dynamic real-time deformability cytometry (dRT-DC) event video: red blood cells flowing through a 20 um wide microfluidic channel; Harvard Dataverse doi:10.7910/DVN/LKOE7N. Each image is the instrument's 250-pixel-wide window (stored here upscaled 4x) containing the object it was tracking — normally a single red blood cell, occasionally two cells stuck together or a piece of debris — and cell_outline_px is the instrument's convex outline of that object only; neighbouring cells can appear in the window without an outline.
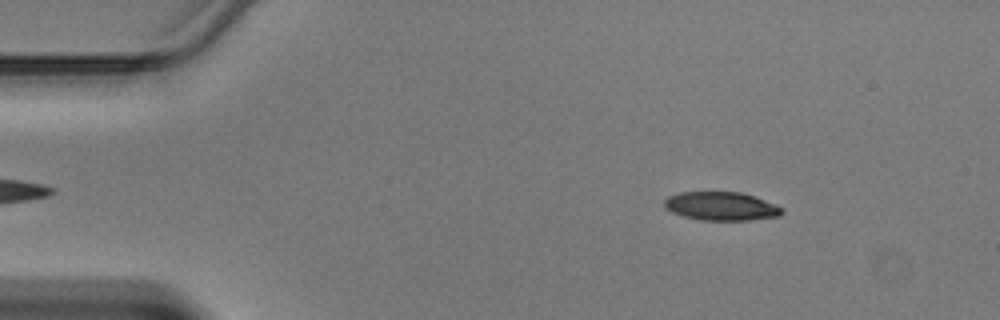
{"species": "Egyptian fruit bat (a non-hibernating species)", "species_latin": "Rousettus aegyptiacus", "temperature_condition": "warm", "stored_images_in_passage": 44, "camera_frame_rate_fps": 3000, "um_per_image_px": 0.085, "animal": {"sex": "male"}, "frame": {"image": 1, "passage_image": 5, "time_ms": 1.333, "image_size_px": [1000, 320], "cell_outline_px": [[784, 212], [780, 216], [748, 220], [700, 220], [684, 216], [672, 212], [664, 208], [664, 200], [668, 196], [680, 192], [740, 192], [756, 196], [776, 204], [784, 208]], "centroid_in_image_um": [61.33, 17.52], "position_along_channel_um": 23.7, "area_um2": 19.77}}
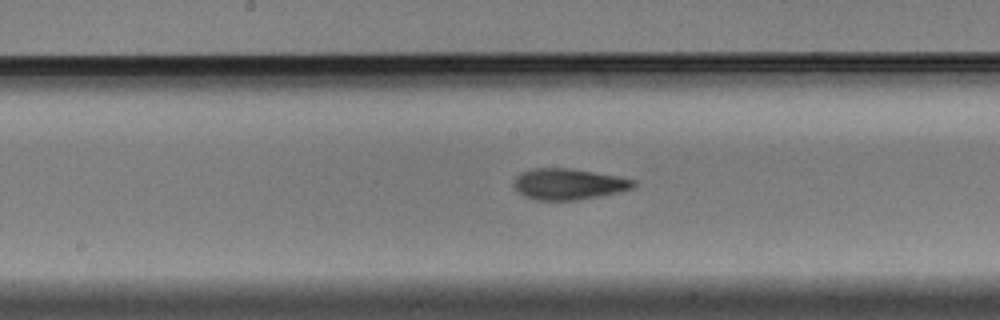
{"frame": {"image": 2, "passage_image": 22, "time_ms": 7.0, "image_size_px": [1000, 320], "cell_outline_px": [[636, 184], [632, 188], [616, 192], [576, 200], [536, 200], [524, 196], [512, 184], [516, 176], [520, 172], [532, 168], [568, 168], [616, 176], [636, 180]], "centroid_in_image_um": [48.27, 15.64], "position_along_channel_um": 199.9, "area_um2": 21.39}}
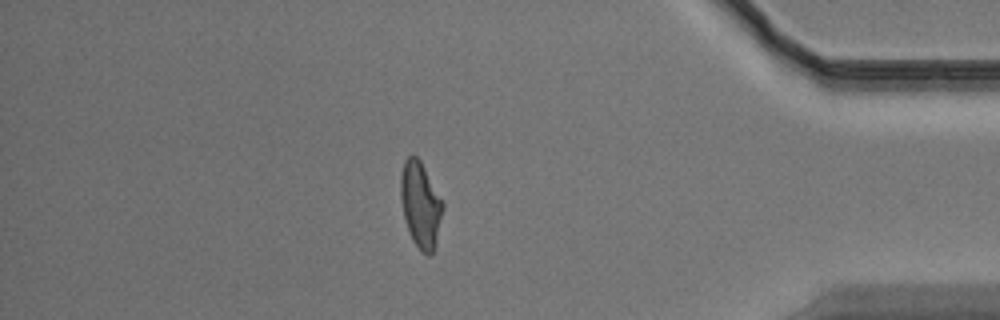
{"frame": {"image": 3, "passage_image": 38, "time_ms": 12.333, "image_size_px": [1000, 320], "cell_outline_px": [[444, 208], [436, 244], [432, 252], [428, 256], [420, 252], [412, 240], [404, 216], [400, 196], [400, 176], [404, 160], [412, 152], [420, 160], [444, 200]], "centroid_in_image_um": [35.76, 17.38], "position_along_channel_um": 399.4, "area_um2": 21.5}}